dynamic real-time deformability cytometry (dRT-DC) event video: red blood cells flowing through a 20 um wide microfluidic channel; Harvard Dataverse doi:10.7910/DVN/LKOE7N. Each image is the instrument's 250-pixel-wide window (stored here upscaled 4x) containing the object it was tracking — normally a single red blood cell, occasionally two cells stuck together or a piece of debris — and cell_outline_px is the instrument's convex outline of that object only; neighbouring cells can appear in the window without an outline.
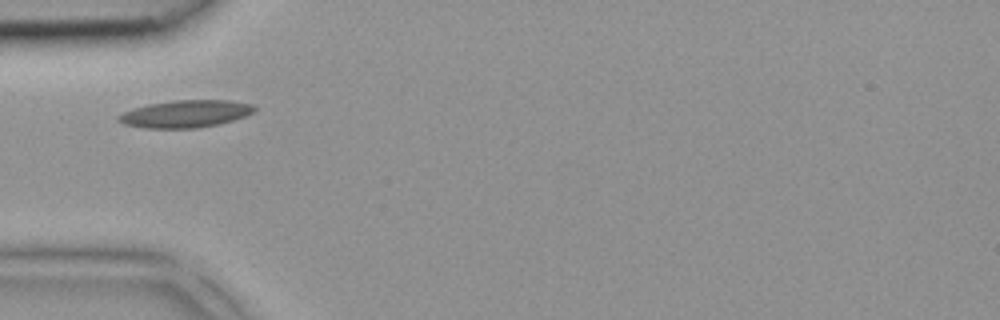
{"species": "common noctule bat (a hibernating species)", "species_latin": "Nyctalus noctula", "temperature_condition": "room temperature", "stored_images_in_passage": 30, "camera_frame_rate_fps": 3000, "um_per_image_px": 0.085, "animal": {"sex": "female", "body_mass_g": 18.4}, "frame": {"image": 1, "passage_image": 1, "time_ms": 0.0, "image_size_px": [1000, 320], "cell_outline_px": [[256, 108], [252, 112], [244, 116], [232, 120], [216, 124], [196, 128], [144, 128], [124, 124], [116, 120], [116, 116], [132, 108], [148, 104], [172, 100], [232, 100], [252, 104]], "centroid_in_image_um": [15.71, 9.67], "position_along_channel_um": 69.3, "area_um2": 21.62}}
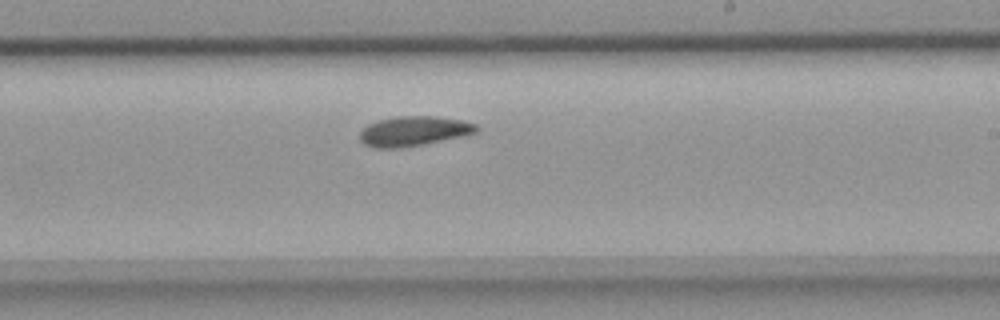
{"frame": {"image": 2, "passage_image": 13, "time_ms": 4.0, "image_size_px": [1000, 320], "cell_outline_px": [[480, 128], [476, 132], [460, 136], [400, 148], [372, 148], [364, 144], [360, 140], [360, 132], [368, 124], [380, 120], [396, 116], [436, 116], [464, 120], [476, 124]], "centroid_in_image_um": [35.15, 11.13], "position_along_channel_um": 253.9, "area_um2": 20.06}}
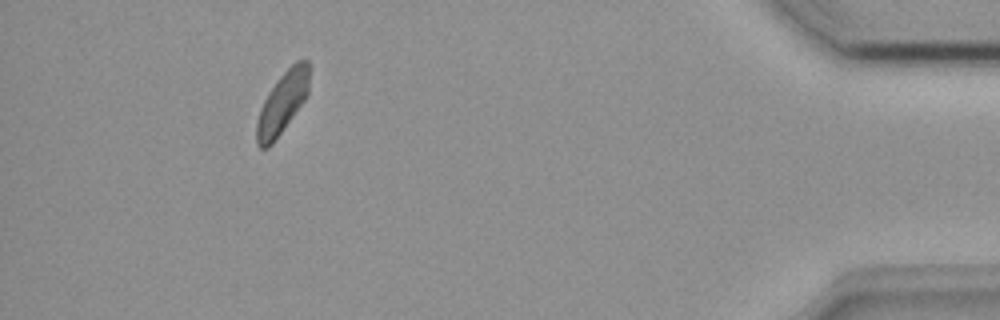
{"frame": {"image": 3, "passage_image": 27, "time_ms": 8.667, "image_size_px": [1000, 320], "cell_outline_px": [[308, 92], [304, 100], [272, 144], [268, 148], [260, 148], [256, 144], [256, 124], [260, 108], [268, 92], [276, 80], [296, 60], [308, 60]], "centroid_in_image_um": [23.96, 8.75], "position_along_channel_um": 411.2, "area_um2": 18.55}}